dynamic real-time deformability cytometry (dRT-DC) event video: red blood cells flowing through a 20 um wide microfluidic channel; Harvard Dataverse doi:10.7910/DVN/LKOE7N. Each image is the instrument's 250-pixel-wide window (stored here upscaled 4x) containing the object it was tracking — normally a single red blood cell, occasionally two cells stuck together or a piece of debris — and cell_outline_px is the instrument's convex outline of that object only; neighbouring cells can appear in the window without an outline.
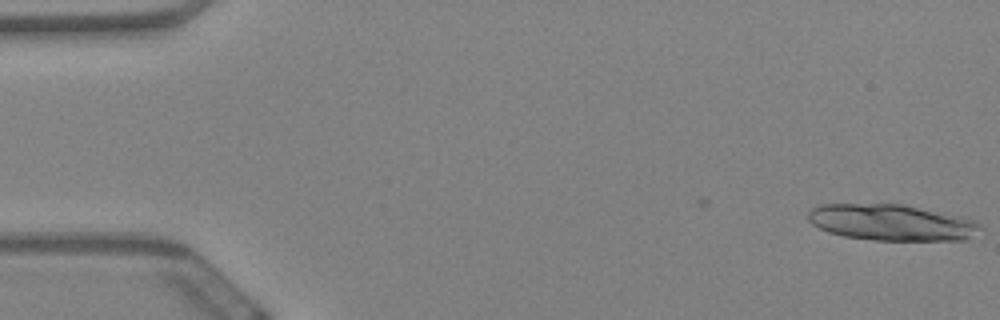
{"species": "Egyptian fruit bat (a non-hibernating species)", "species_latin": "Rousettus aegyptiacus", "temperature_condition": "warm", "stored_images_in_passage": 3, "camera_frame_rate_fps": 3000, "um_per_image_px": 0.085, "animal": {"sex": "female"}, "frame": {"image": 1, "passage_image": 3, "time_ms": 0.667, "image_size_px": [1000, 320], "cell_outline_px": [[984, 228], [968, 240], [872, 240], [844, 236], [828, 232], [812, 224], [808, 220], [808, 212], [812, 208], [820, 204], [904, 204], [960, 216], [976, 220]], "centroid_in_image_um": [75.82, 18.91], "position_along_channel_um": 9.2, "area_um2": 36.59}}